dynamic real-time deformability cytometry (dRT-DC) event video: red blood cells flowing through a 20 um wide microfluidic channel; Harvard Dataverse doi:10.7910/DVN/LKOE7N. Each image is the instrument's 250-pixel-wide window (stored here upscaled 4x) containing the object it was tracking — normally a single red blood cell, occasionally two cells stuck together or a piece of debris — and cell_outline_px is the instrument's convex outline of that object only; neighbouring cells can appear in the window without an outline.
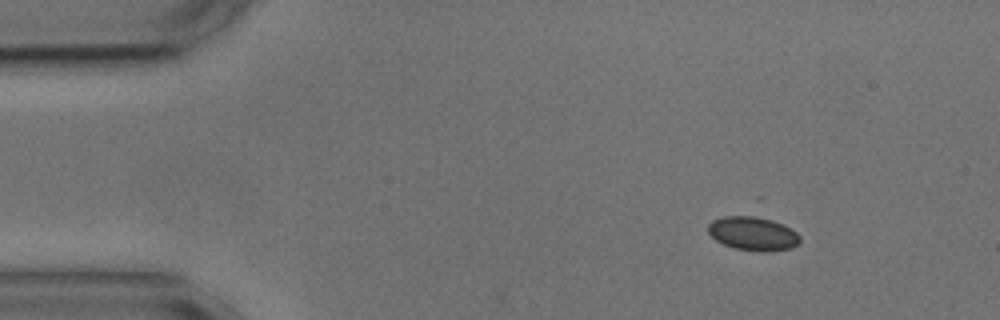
{"species": "common noctule bat (a hibernating species)", "species_latin": "Nyctalus noctula", "temperature_condition": "cold", "stored_images_in_passage": 5, "camera_frame_rate_fps": 3000, "um_per_image_px": 0.085, "animal": {"sex": "male", "body_mass_g": 17.9, "forearm_length_mm": 54.2}, "frame": {"image": 1, "passage_image": 1, "time_ms": 0.0, "image_size_px": [1000, 320], "cell_outline_px": [[800, 240], [792, 248], [764, 252], [736, 248], [724, 244], [716, 240], [708, 232], [708, 224], [712, 220], [724, 216], [748, 212], [752, 212], [772, 220], [796, 232], [800, 236]], "centroid_in_image_um": [63.96, 19.79], "position_along_channel_um": 21.0, "area_um2": 18.5}}
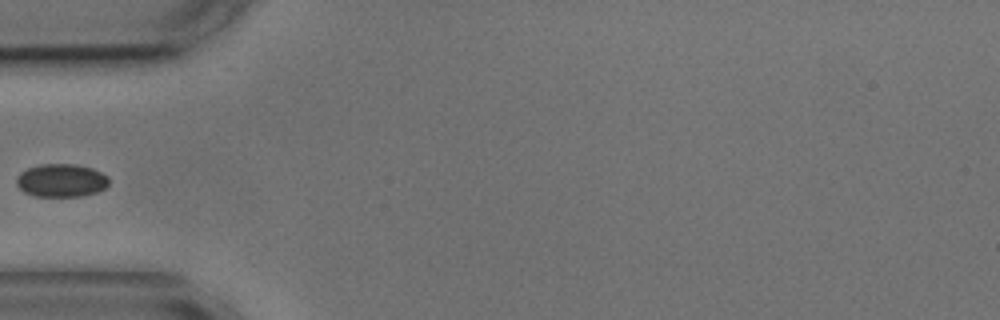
{"frame": {"image": 2, "passage_image": 4, "time_ms": 3.667, "image_size_px": [1000, 320], "cell_outline_px": [[108, 184], [104, 188], [96, 192], [80, 196], [32, 196], [24, 192], [16, 184], [16, 176], [20, 172], [28, 168], [40, 164], [76, 164], [92, 168], [108, 176]], "centroid_in_image_um": [5.18, 15.33], "position_along_channel_um": 79.8, "area_um2": 17.86}}